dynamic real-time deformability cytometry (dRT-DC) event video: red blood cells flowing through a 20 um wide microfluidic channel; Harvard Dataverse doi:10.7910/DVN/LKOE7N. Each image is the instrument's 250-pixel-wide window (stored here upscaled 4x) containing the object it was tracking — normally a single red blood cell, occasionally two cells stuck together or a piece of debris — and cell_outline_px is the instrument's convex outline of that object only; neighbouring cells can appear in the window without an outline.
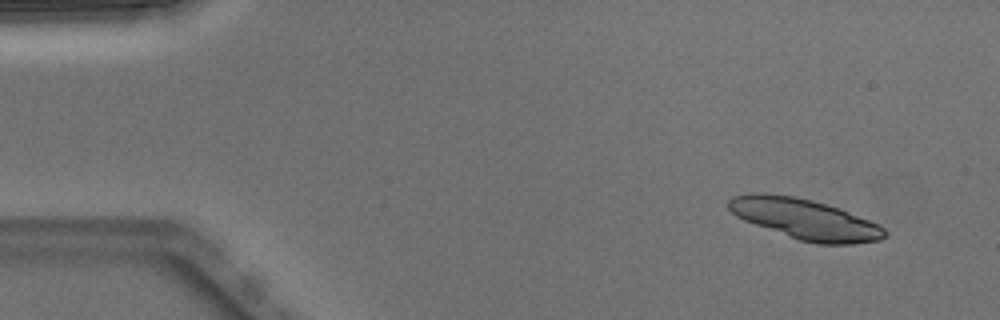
{"species": "Egyptian fruit bat (a non-hibernating species)", "species_latin": "Rousettus aegyptiacus", "temperature_condition": "warm", "stored_images_in_passage": 4, "camera_frame_rate_fps": 3000, "um_per_image_px": 0.085, "animal": {"sex": "male"}, "frame": {"image": 1, "passage_image": 1, "time_ms": 0.0, "image_size_px": [1000, 320], "cell_outline_px": [[888, 236], [880, 240], [852, 244], [816, 244], [800, 240], [744, 220], [736, 216], [728, 208], [728, 200], [732, 196], [748, 192], [768, 192], [796, 196], [812, 200], [840, 208], [880, 224], [888, 232]], "centroid_in_image_um": [68.43, 18.6], "position_along_channel_um": 16.6, "area_um2": 37.17}}
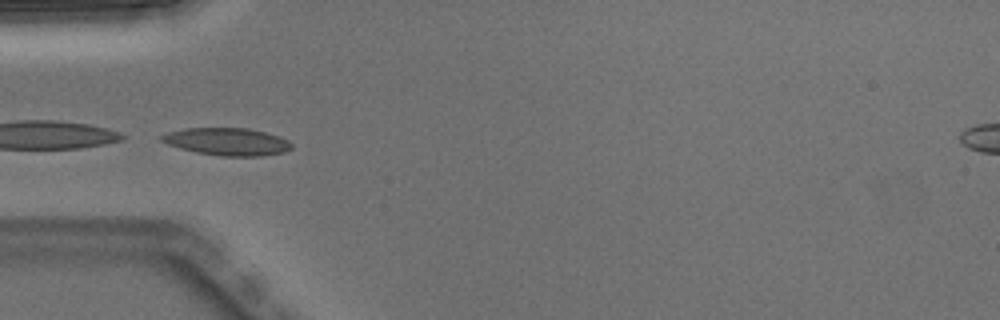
{"frame": {"image": 2, "passage_image": 4, "time_ms": 1.0, "image_size_px": [1000, 320], "cell_outline_px": [[292, 148], [284, 152], [264, 156], [220, 156], [196, 152], [180, 148], [168, 144], [160, 140], [156, 136], [168, 132], [184, 128], [248, 128], [264, 132], [288, 140], [292, 144]], "centroid_in_image_um": [19.27, 12.04], "position_along_channel_um": 65.7, "area_um2": 20.87}}